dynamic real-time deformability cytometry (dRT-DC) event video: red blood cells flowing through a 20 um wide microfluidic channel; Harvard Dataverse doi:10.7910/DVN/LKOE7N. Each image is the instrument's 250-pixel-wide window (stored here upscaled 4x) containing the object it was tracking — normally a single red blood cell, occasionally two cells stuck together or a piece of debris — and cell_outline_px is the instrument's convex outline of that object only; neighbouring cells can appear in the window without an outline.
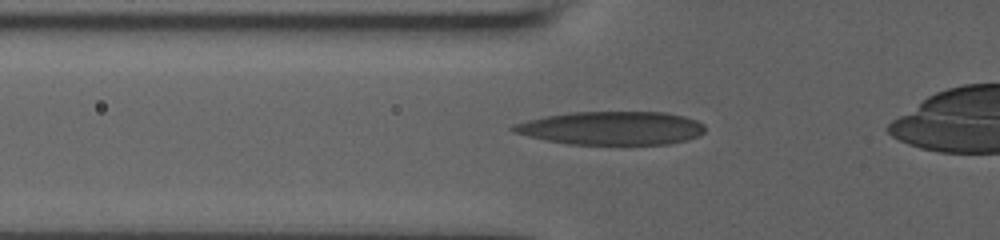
{"species": "human", "species_latin": "Homo sapiens", "temperature_condition": "room temperature", "stored_images_in_passage": 46, "camera_frame_rate_fps": 3000, "um_per_image_px": 0.085, "donor": {"sex": "male"}, "frame": {"image": 1, "passage_image": 12, "time_ms": 3.667, "image_size_px": [1000, 240], "cell_outline_px": [[704, 132], [700, 136], [688, 140], [668, 144], [568, 144], [528, 136], [512, 132], [508, 128], [512, 124], [544, 116], [572, 112], [664, 112], [684, 116], [696, 120], [704, 124]], "centroid_in_image_um": [51.98, 10.89], "position_along_channel_um": 73.8, "area_um2": 37.45}}
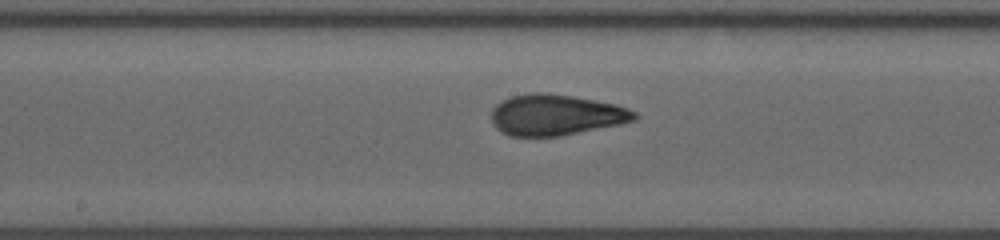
{"frame": {"image": 2, "passage_image": 22, "time_ms": 7.0, "image_size_px": [1000, 240], "cell_outline_px": [[640, 116], [636, 120], [620, 124], [560, 136], [508, 136], [496, 128], [492, 124], [492, 108], [496, 104], [512, 96], [528, 92], [544, 92], [572, 96], [616, 104], [628, 108], [636, 112]], "centroid_in_image_um": [47.25, 9.76], "position_along_channel_um": 200.9, "area_um2": 34.28}}
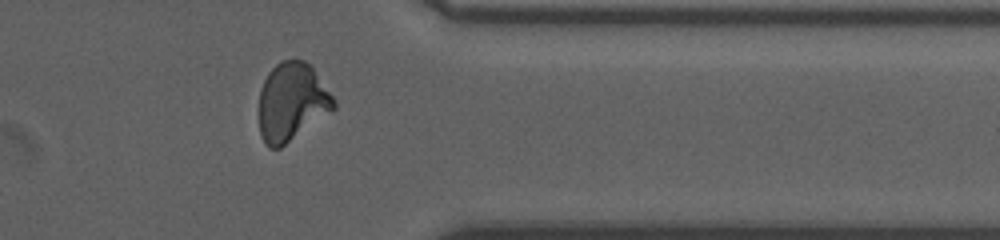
{"frame": {"image": 3, "passage_image": 37, "time_ms": 12.0, "image_size_px": [1000, 240], "cell_outline_px": [[336, 108], [332, 112], [280, 148], [268, 148], [264, 144], [260, 136], [260, 88], [268, 72], [280, 60], [304, 60], [312, 68], [336, 100]], "centroid_in_image_um": [24.81, 8.69], "position_along_channel_um": 386.6, "area_um2": 34.1}, "authors_computed_cell_mechanics": {"area_um2": 33.5529, "velocity_mm_per_s": 3.8366, "shape_relaxation_time_tau1_ms": 4.6806, "shape_relaxation_time_tau2_ms": 0.7907, "deformation_change_tau1": 0.2337, "deformation_change_tau2": 0.0848}}